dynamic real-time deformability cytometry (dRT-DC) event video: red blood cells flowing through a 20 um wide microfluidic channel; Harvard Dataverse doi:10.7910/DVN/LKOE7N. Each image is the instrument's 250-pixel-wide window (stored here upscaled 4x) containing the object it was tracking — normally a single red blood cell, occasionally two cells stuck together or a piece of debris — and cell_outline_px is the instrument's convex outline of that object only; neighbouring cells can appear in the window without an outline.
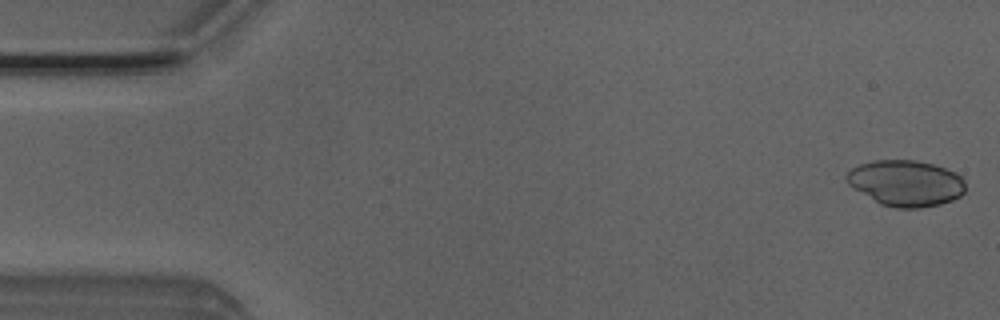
{"species": "Egyptian fruit bat (a non-hibernating species)", "species_latin": "Rousettus aegyptiacus", "temperature_condition": "room temperature", "stored_images_in_passage": 39, "camera_frame_rate_fps": 3000, "um_per_image_px": 0.085, "animal": {"sex": "male"}, "frame": {"image": 1, "passage_image": 1, "time_ms": 0.0, "image_size_px": [1000, 320], "cell_outline_px": [[964, 192], [960, 196], [952, 200], [940, 204], [920, 208], [896, 208], [880, 204], [848, 184], [844, 176], [852, 168], [860, 164], [872, 160], [916, 160], [932, 164], [956, 172], [964, 180]], "centroid_in_image_um": [76.99, 15.56], "position_along_channel_um": 8.0, "area_um2": 31.79}}